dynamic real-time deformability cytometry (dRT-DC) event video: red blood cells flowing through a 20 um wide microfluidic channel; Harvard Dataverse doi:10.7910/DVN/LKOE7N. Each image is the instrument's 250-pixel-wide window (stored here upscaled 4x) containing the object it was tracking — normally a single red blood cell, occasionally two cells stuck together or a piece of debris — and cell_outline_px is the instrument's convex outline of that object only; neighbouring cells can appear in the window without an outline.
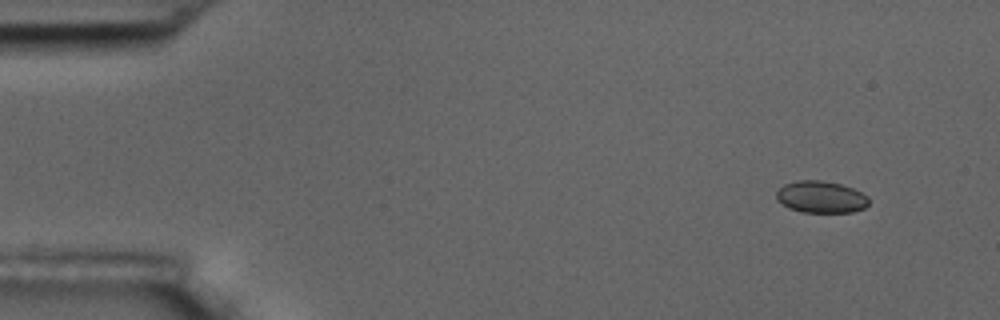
{"species": "common noctule bat (a hibernating species)", "species_latin": "Nyctalus noctula", "temperature_condition": "room temperature", "stored_images_in_passage": 10, "camera_frame_rate_fps": 3000, "um_per_image_px": 0.085, "animal": {"sex": "male", "body_mass_g": 17.5, "forearm_length_mm": 52.3}, "frame": {"image": 1, "passage_image": 2, "time_ms": 1.0, "image_size_px": [1000, 320], "cell_outline_px": [[868, 204], [864, 208], [852, 212], [804, 212], [788, 208], [776, 200], [776, 192], [784, 184], [796, 180], [820, 180], [840, 184], [852, 188], [868, 196]], "centroid_in_image_um": [69.75, 16.74], "position_along_channel_um": 15.2, "area_um2": 17.17}}
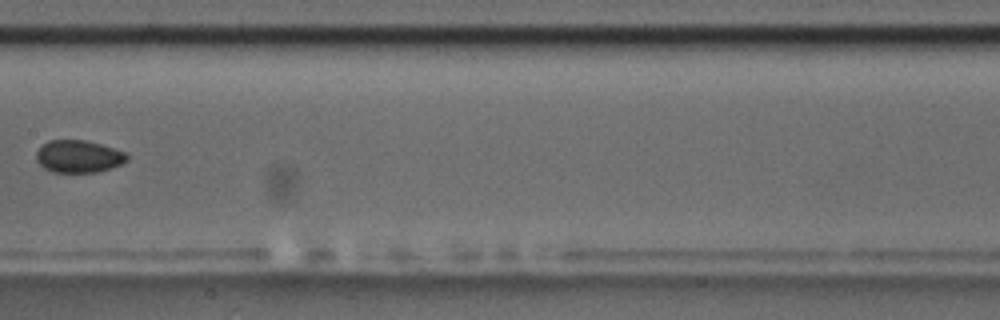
{"frame": {"image": 2, "passage_image": 9, "time_ms": 9.333, "image_size_px": [1000, 320], "cell_outline_px": [[128, 160], [120, 164], [96, 172], [52, 172], [44, 168], [36, 160], [36, 152], [48, 140], [84, 140], [100, 144], [124, 152], [128, 156]], "centroid_in_image_um": [6.64, 13.29], "position_along_channel_um": 200.8, "area_um2": 16.88}}
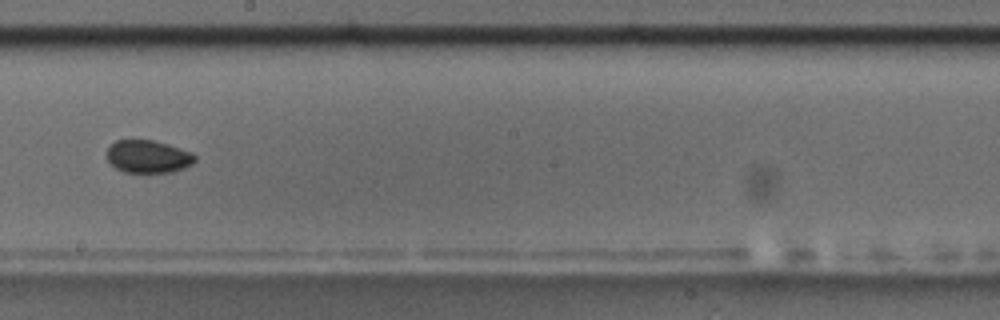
{"frame": {"image": 3, "passage_image": 10, "time_ms": 10.333, "image_size_px": [1000, 320], "cell_outline_px": [[196, 160], [192, 164], [184, 168], [172, 172], [124, 172], [116, 168], [108, 160], [108, 148], [116, 140], [152, 140], [168, 144], [192, 152], [196, 156]], "centroid_in_image_um": [12.62, 13.31], "position_along_channel_um": 235.6, "area_um2": 16.7}}